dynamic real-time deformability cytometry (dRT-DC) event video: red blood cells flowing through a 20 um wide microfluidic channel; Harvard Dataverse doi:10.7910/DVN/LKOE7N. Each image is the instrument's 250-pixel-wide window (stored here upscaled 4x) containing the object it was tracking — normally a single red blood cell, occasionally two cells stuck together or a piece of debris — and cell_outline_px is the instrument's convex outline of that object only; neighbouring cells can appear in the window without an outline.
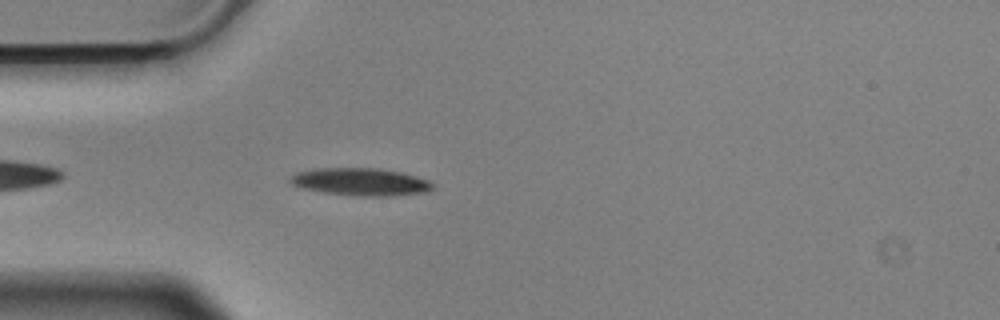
{"species": "Egyptian fruit bat (a non-hibernating species)", "species_latin": "Rousettus aegyptiacus", "temperature_condition": "cold", "stored_images_in_passage": 44, "camera_frame_rate_fps": 3000, "um_per_image_px": 0.085, "animal": {"sex": "male"}, "frame": {"image": 1, "passage_image": 4, "time_ms": 1.0, "image_size_px": [1000, 320], "cell_outline_px": [[436, 184], [432, 188], [424, 192], [388, 196], [368, 196], [324, 192], [304, 188], [292, 184], [288, 180], [296, 172], [312, 168], [376, 168], [400, 172], [416, 176], [428, 180]], "centroid_in_image_um": [30.65, 15.44], "position_along_channel_um": 54.4, "area_um2": 22.6}}
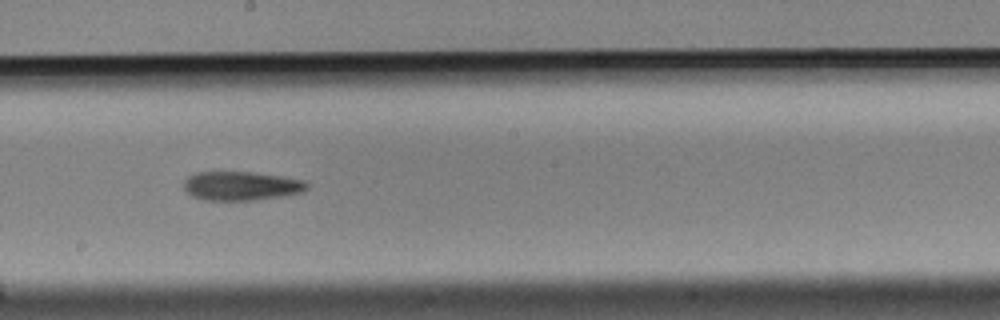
{"frame": {"image": 2, "passage_image": 19, "time_ms": 6.0, "image_size_px": [1000, 320], "cell_outline_px": [[308, 188], [304, 192], [284, 196], [256, 200], [204, 200], [192, 196], [184, 188], [184, 180], [188, 176], [196, 172], [252, 172], [308, 180]], "centroid_in_image_um": [20.55, 15.8], "position_along_channel_um": 227.7, "area_um2": 20.98}}
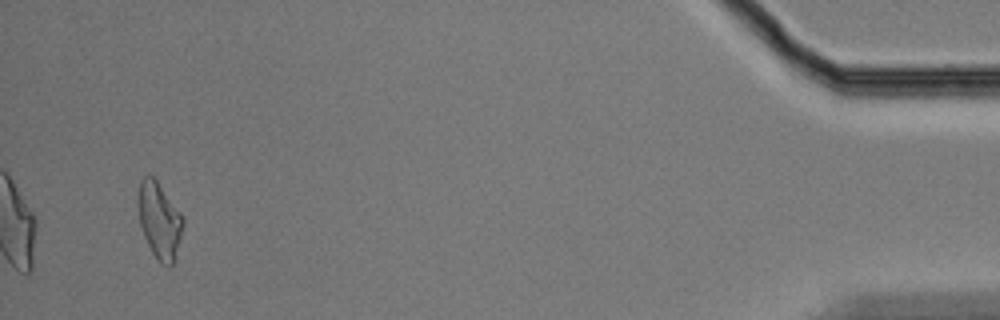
{"frame": {"image": 3, "passage_image": 42, "time_ms": 13.667, "image_size_px": [1000, 320], "cell_outline_px": [[184, 224], [172, 264], [168, 268], [160, 264], [156, 260], [144, 236], [140, 224], [136, 204], [136, 200], [140, 180], [144, 176], [152, 176], [156, 180], [184, 216]], "centroid_in_image_um": [13.52, 18.73], "position_along_channel_um": 421.7, "area_um2": 20.11}, "authors_computed_cell_mechanics": {"area_um2": 20.9525, "velocity_mm_per_s": 3.5789, "shape_relaxation_time_tau1_ms": 3.2481, "shape_relaxation_time_tau2_ms": 10.464, "deformation_change_tau1": 0.1322, "deformation_change_tau2": 0.2562}}